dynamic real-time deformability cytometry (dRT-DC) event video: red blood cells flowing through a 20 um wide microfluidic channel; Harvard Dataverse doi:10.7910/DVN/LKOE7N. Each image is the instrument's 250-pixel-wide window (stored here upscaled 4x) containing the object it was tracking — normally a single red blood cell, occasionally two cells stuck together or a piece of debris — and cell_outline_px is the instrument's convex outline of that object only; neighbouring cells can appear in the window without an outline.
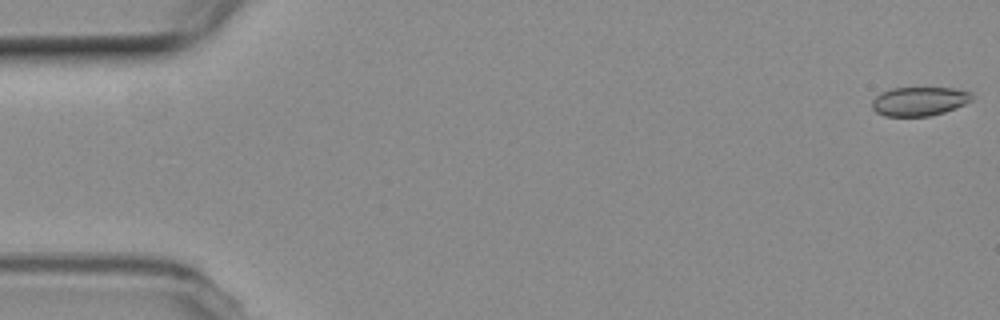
{"species": "common noctule bat (a hibernating species)", "species_latin": "Nyctalus noctula", "temperature_condition": "room temperature", "stored_images_in_passage": 55, "camera_frame_rate_fps": 3000, "um_per_image_px": 0.085, "animal": {"sex": "female", "body_mass_g": 19.3, "forearm_length_mm": 54.1}, "frame": {"image": 1, "passage_image": 1, "time_ms": 0.0, "image_size_px": [1000, 320], "cell_outline_px": [[972, 100], [956, 108], [944, 112], [928, 116], [884, 116], [876, 112], [872, 108], [872, 100], [880, 92], [892, 88], [956, 88], [972, 92]], "centroid_in_image_um": [78.13, 8.6], "position_along_channel_um": 6.9, "area_um2": 16.94}}
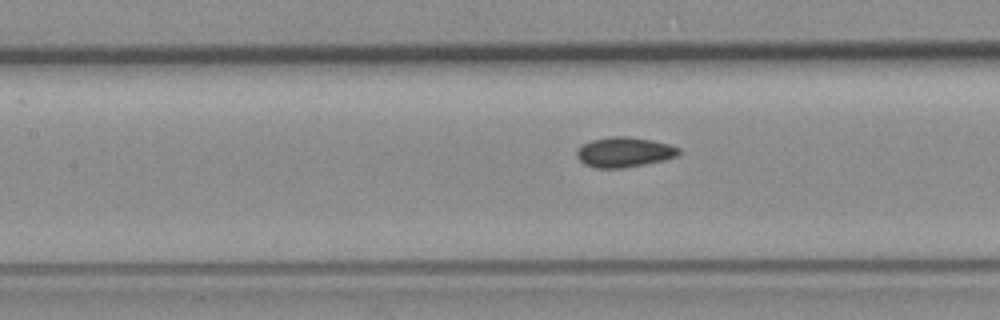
{"frame": {"image": 2, "passage_image": 24, "time_ms": 7.667, "image_size_px": [1000, 320], "cell_outline_px": [[680, 156], [664, 160], [644, 164], [620, 168], [596, 168], [584, 164], [576, 156], [576, 152], [584, 144], [592, 140], [612, 136], [628, 136], [652, 140], [668, 144], [680, 148]], "centroid_in_image_um": [53.09, 12.93], "position_along_channel_um": 154.3, "area_um2": 17.8}}
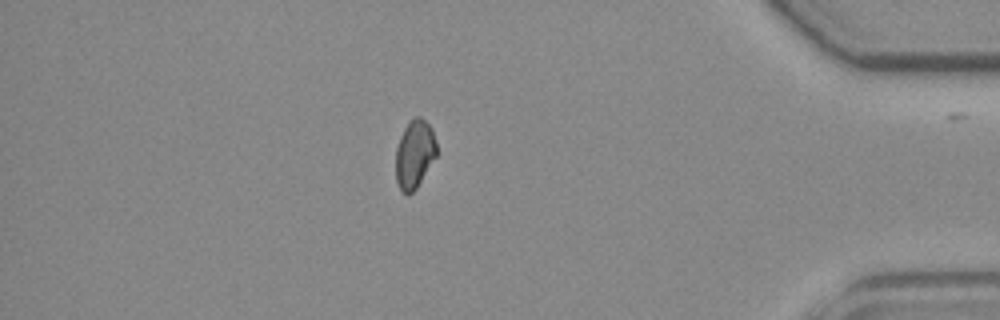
{"frame": {"image": 3, "passage_image": 47, "time_ms": 15.333, "image_size_px": [1000, 320], "cell_outline_px": [[436, 156], [416, 188], [408, 196], [400, 188], [396, 180], [396, 148], [400, 136], [408, 120], [416, 116], [420, 116], [432, 128], [436, 144]], "centroid_in_image_um": [35.22, 13.07], "position_along_channel_um": 400.0, "area_um2": 16.18}, "authors_computed_cell_mechanics": {"area_um2": 17.2244, "velocity_mm_per_s": 3.7632, "shape_relaxation_time_tau1_ms": null, "shape_relaxation_time_tau2_ms": 4.8814, "deformation_change_tau1": null, "deformation_change_tau2": 0.0796}}